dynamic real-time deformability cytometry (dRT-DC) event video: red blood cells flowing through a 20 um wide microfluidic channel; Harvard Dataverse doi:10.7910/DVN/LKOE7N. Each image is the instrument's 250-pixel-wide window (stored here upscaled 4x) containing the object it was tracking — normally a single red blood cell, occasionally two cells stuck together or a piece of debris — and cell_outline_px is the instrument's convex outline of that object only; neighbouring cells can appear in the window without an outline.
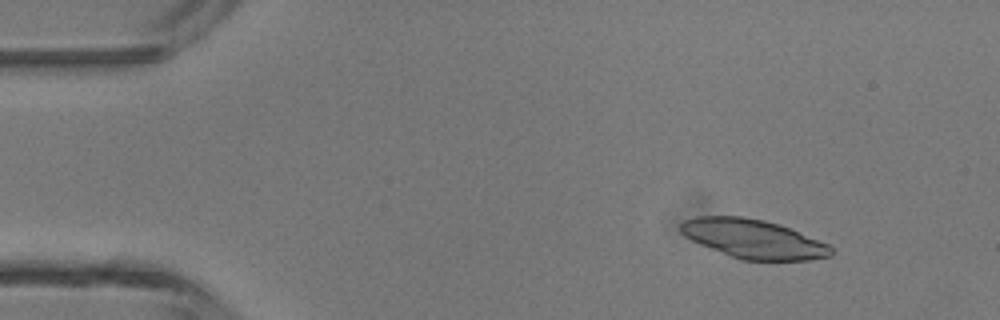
{"species": "common noctule bat (a hibernating species)", "species_latin": "Nyctalus noctula", "temperature_condition": "room temperature", "stored_images_in_passage": 47, "camera_frame_rate_fps": 3000, "um_per_image_px": 0.085, "animal": {"sex": "male", "body_mass_g": 13.3}, "frame": {"image": 1, "passage_image": 6, "time_ms": 1.667, "image_size_px": [1000, 320], "cell_outline_px": [[832, 256], [808, 260], [740, 260], [692, 240], [684, 236], [680, 232], [680, 224], [684, 220], [696, 216], [744, 216], [764, 220], [780, 224], [828, 244], [832, 248]], "centroid_in_image_um": [64.03, 20.3], "position_along_channel_um": 21.0, "area_um2": 34.04}}